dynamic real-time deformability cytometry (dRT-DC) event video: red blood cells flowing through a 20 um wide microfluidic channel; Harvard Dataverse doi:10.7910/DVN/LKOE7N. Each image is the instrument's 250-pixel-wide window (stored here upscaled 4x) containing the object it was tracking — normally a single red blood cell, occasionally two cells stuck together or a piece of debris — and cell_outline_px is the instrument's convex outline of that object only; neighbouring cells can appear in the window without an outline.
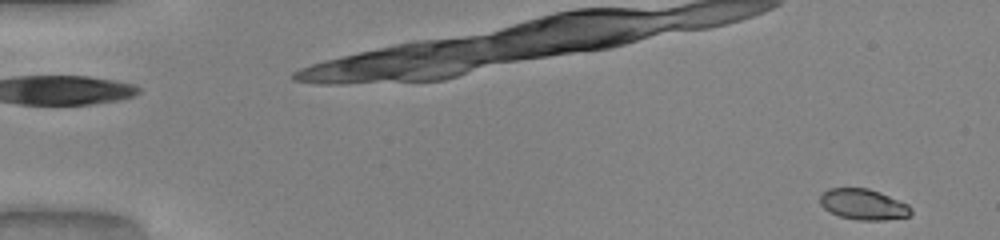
{"species": "common noctule bat (a hibernating species)", "species_latin": "Nyctalus noctula", "temperature_condition": "warm", "stored_images_in_passage": 52, "camera_frame_rate_fps": 3000, "um_per_image_px": 0.085, "animal": {"sex": "male", "body_mass_g": 20.0, "forearm_length_mm": 53.3}, "frame": {"image": 1, "passage_image": 3, "time_ms": 0.667, "image_size_px": [1000, 240], "cell_outline_px": [[912, 212], [908, 216], [884, 220], [856, 220], [840, 216], [828, 212], [820, 204], [820, 196], [828, 188], [868, 188], [880, 192], [908, 204], [912, 208]], "centroid_in_image_um": [73.38, 17.37], "position_along_channel_um": 11.6, "area_um2": 16.36}}
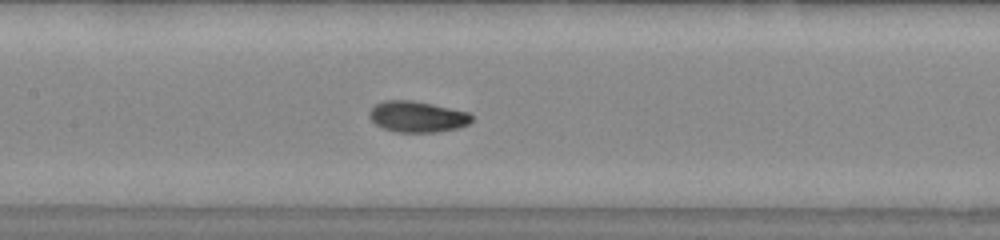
{"frame": {"image": 2, "passage_image": 26, "time_ms": 8.333, "image_size_px": [1000, 240], "cell_outline_px": [[472, 120], [468, 124], [456, 128], [436, 132], [396, 132], [384, 128], [376, 124], [368, 116], [368, 112], [376, 104], [384, 100], [412, 100], [432, 104], [468, 112], [472, 116]], "centroid_in_image_um": [35.44, 9.91], "position_along_channel_um": 172.0, "area_um2": 18.38}}
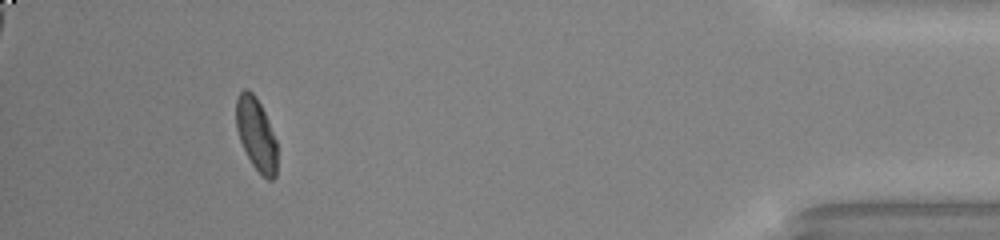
{"frame": {"image": 3, "passage_image": 48, "time_ms": 15.667, "image_size_px": [1000, 240], "cell_outline_px": [[276, 176], [272, 180], [268, 180], [260, 176], [252, 164], [240, 140], [236, 128], [236, 100], [240, 92], [244, 88], [248, 88], [256, 96], [264, 112], [276, 140]], "centroid_in_image_um": [21.77, 11.42], "position_along_channel_um": 413.4, "area_um2": 17.34}, "authors_computed_cell_mechanics": {"area_um2": 17.7157, "velocity_mm_per_s": 4.0811, "shape_relaxation_time_tau1_ms": 2.8932, "shape_relaxation_time_tau2_ms": 1.4582, "deformation_change_tau1": 0.1361, "deformation_change_tau2": 0.0483}}